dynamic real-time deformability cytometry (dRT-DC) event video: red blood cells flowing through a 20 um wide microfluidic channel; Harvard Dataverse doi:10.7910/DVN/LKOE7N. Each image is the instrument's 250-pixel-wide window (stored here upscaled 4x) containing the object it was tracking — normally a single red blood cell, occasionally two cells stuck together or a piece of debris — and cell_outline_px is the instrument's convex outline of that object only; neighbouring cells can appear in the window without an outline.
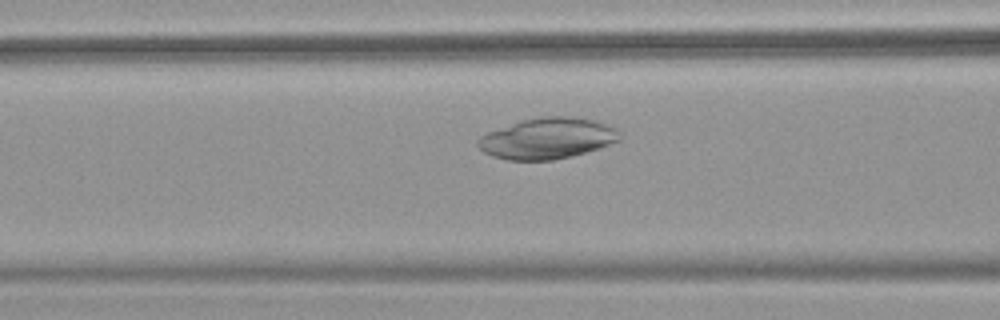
{"species": "common noctule bat (a hibernating species)", "species_latin": "Nyctalus noctula", "temperature_condition": "warm", "stored_images_in_passage": 37, "camera_frame_rate_fps": 3000, "um_per_image_px": 0.085, "animal": {"sex": "female", "body_mass_g": 18.4}, "frame": {"image": 1, "passage_image": 13, "time_ms": 4.0, "image_size_px": [1000, 320], "cell_outline_px": [[620, 140], [600, 148], [572, 156], [552, 160], [508, 160], [492, 156], [484, 152], [476, 144], [476, 140], [480, 136], [488, 132], [520, 120], [540, 116], [568, 116], [596, 120], [616, 128], [620, 132]], "centroid_in_image_um": [46.53, 11.76], "position_along_channel_um": 120.1, "area_um2": 34.04}}
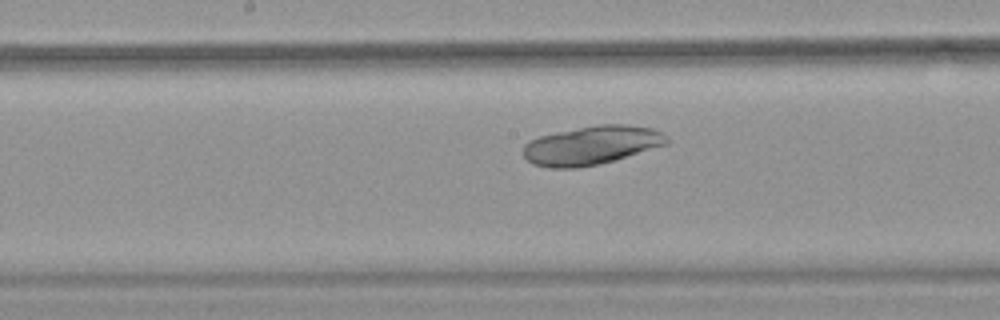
{"frame": {"image": 2, "passage_image": 19, "time_ms": 6.0, "image_size_px": [1000, 320], "cell_outline_px": [[668, 144], [612, 160], [596, 164], [576, 168], [548, 168], [532, 164], [524, 156], [524, 144], [528, 140], [540, 136], [556, 132], [600, 124], [628, 124], [652, 128], [668, 136]], "centroid_in_image_um": [50.26, 12.34], "position_along_channel_um": 197.9, "area_um2": 32.19}}
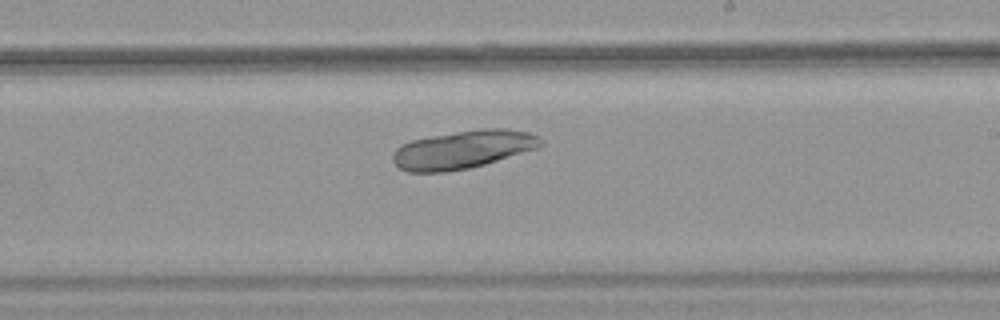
{"frame": {"image": 3, "passage_image": 23, "time_ms": 7.333, "image_size_px": [1000, 320], "cell_outline_px": [[544, 144], [540, 148], [484, 164], [468, 168], [448, 172], [408, 172], [400, 168], [392, 160], [392, 156], [396, 148], [412, 140], [432, 136], [456, 132], [484, 128], [504, 128], [528, 132], [540, 136], [544, 140]], "centroid_in_image_um": [39.41, 12.71], "position_along_channel_um": 249.6, "area_um2": 32.95}}